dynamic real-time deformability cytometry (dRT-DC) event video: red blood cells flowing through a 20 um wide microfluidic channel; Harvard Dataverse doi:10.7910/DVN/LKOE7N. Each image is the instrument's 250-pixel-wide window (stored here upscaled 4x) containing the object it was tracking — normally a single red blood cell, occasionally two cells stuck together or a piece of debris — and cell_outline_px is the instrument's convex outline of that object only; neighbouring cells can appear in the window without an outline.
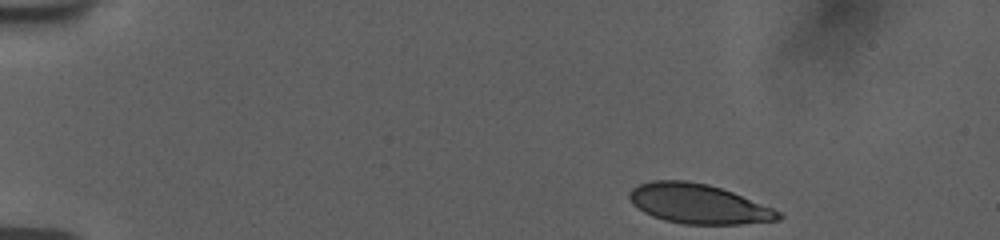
{"species": "human", "species_latin": "Homo sapiens", "temperature_condition": "room temperature", "stored_images_in_passage": 11, "camera_frame_rate_fps": 3000, "um_per_image_px": 0.085, "donor": {"sex": "female"}, "frame": {"image": 1, "passage_image": 1, "time_ms": 0.0, "image_size_px": [1000, 240], "cell_outline_px": [[784, 216], [780, 220], [740, 224], [684, 224], [664, 220], [652, 216], [644, 212], [632, 204], [628, 196], [628, 192], [632, 188], [640, 184], [652, 180], [688, 180], [708, 184], [732, 192], [772, 208], [780, 212]], "centroid_in_image_um": [59.34, 17.32], "position_along_channel_um": 25.7, "area_um2": 34.39}}
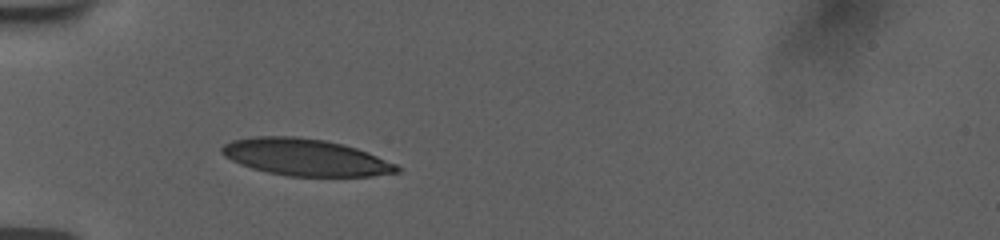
{"frame": {"image": 2, "passage_image": 7, "time_ms": 2.0, "image_size_px": [1000, 240], "cell_outline_px": [[400, 172], [372, 176], [288, 176], [268, 172], [252, 168], [240, 164], [224, 156], [220, 152], [220, 148], [224, 144], [232, 140], [252, 136], [296, 136], [324, 140], [344, 144], [368, 152], [396, 164], [400, 168]], "centroid_in_image_um": [25.94, 13.36], "position_along_channel_um": 59.1, "area_um2": 37.69}}
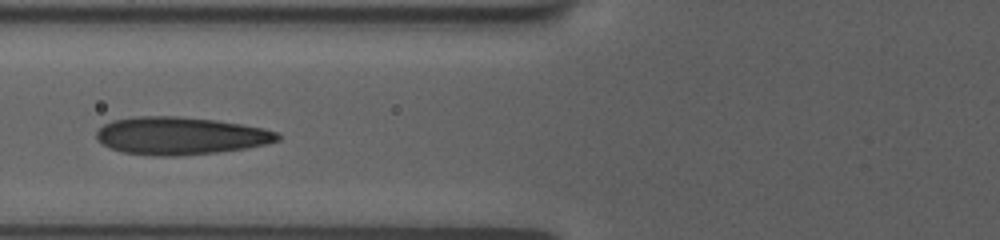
{"frame": {"image": 3, "passage_image": 10, "time_ms": 3.0, "image_size_px": [1000, 240], "cell_outline_px": [[280, 140], [264, 144], [244, 148], [216, 152], [176, 156], [152, 156], [124, 152], [112, 148], [96, 140], [96, 132], [104, 124], [112, 120], [136, 116], [176, 116], [216, 120], [264, 128], [276, 132], [280, 136]], "centroid_in_image_um": [15.3, 11.53], "position_along_channel_um": 110.5, "area_um2": 39.54}}